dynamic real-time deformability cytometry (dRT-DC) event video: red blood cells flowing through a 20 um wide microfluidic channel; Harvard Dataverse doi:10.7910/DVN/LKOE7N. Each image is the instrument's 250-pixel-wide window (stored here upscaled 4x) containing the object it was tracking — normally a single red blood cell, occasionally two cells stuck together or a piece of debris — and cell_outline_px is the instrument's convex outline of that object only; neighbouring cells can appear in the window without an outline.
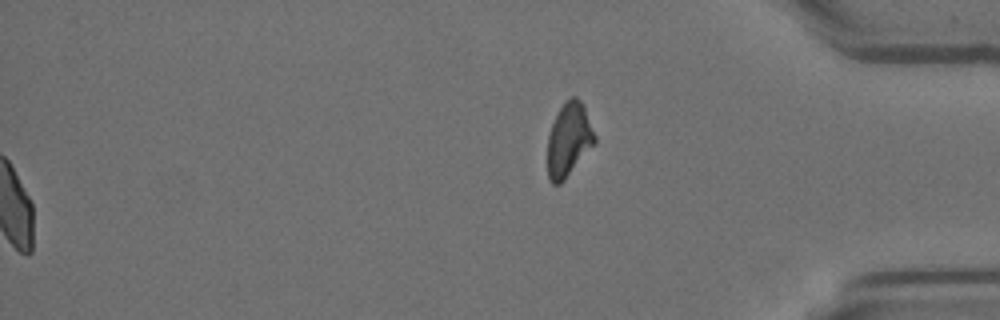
{"species": "Egyptian fruit bat (a non-hibernating species)", "species_latin": "Rousettus aegyptiacus", "temperature_condition": "room temperature", "stored_images_in_passage": 43, "segment_of_instrument_passage": [2, 2], "camera_frame_rate_fps": 3000, "um_per_image_px": 0.085, "animal": {"sex": "female"}, "frame": {"image": 1, "passage_image": 43, "time_ms": 14.0, "image_size_px": [1000, 320], "cell_outline_px": [[596, 144], [564, 180], [560, 184], [552, 184], [548, 176], [548, 136], [552, 124], [564, 100], [572, 96], [576, 96], [584, 104], [596, 136]], "centroid_in_image_um": [48.38, 11.85], "position_along_channel_um": 386.8, "area_um2": 20.46}}